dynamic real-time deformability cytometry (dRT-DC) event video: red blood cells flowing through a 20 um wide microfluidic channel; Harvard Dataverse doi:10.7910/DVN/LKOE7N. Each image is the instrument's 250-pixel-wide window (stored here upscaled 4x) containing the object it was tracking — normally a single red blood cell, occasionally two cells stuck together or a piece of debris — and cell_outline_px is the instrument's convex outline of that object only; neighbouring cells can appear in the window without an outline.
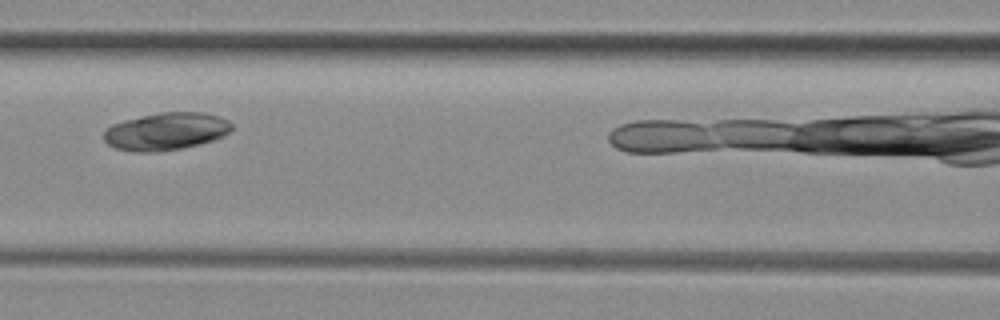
{"species": "common noctule bat (a hibernating species)", "species_latin": "Nyctalus noctula", "temperature_condition": "room temperature", "stored_images_in_passage": 5, "camera_frame_rate_fps": 3000, "um_per_image_px": 0.085, "animal": {"sex": "female", "body_mass_g": 29.2, "forearm_length_mm": 56.3}, "frame": {"image": 1, "passage_image": 4, "time_ms": 3.333, "image_size_px": [1000, 320], "cell_outline_px": [[232, 128], [224, 136], [216, 140], [200, 144], [180, 148], [156, 152], [132, 152], [112, 148], [104, 140], [104, 132], [112, 124], [124, 120], [160, 112], [204, 112], [220, 116], [228, 120], [232, 124]], "centroid_in_image_um": [14.12, 11.17], "position_along_channel_um": 152.5, "area_um2": 28.21}}